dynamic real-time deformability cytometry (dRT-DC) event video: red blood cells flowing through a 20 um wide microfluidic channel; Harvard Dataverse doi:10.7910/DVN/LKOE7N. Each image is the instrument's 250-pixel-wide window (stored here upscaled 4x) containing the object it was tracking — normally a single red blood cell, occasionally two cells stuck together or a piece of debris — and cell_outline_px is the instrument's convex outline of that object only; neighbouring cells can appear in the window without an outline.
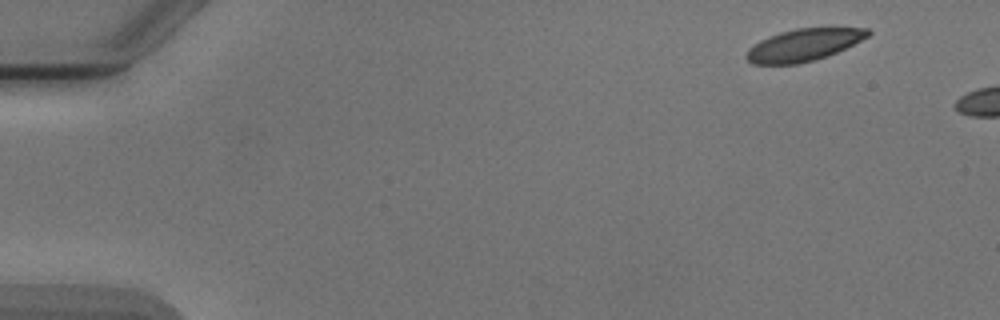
{"species": "Egyptian fruit bat (a non-hibernating species)", "species_latin": "Rousettus aegyptiacus", "temperature_condition": "cold", "stored_images_in_passage": 2, "camera_frame_rate_fps": 3000, "um_per_image_px": 0.085, "animal": {"sex": "male"}, "frame": {"image": 1, "passage_image": 1, "time_ms": 0.0, "image_size_px": [1000, 320], "cell_outline_px": [[872, 32], [868, 36], [836, 52], [812, 60], [796, 64], [752, 64], [744, 56], [748, 48], [760, 40], [768, 36], [780, 32], [796, 28], [868, 28]], "centroid_in_image_um": [68.25, 3.81], "position_along_channel_um": 16.7, "area_um2": 22.48}}